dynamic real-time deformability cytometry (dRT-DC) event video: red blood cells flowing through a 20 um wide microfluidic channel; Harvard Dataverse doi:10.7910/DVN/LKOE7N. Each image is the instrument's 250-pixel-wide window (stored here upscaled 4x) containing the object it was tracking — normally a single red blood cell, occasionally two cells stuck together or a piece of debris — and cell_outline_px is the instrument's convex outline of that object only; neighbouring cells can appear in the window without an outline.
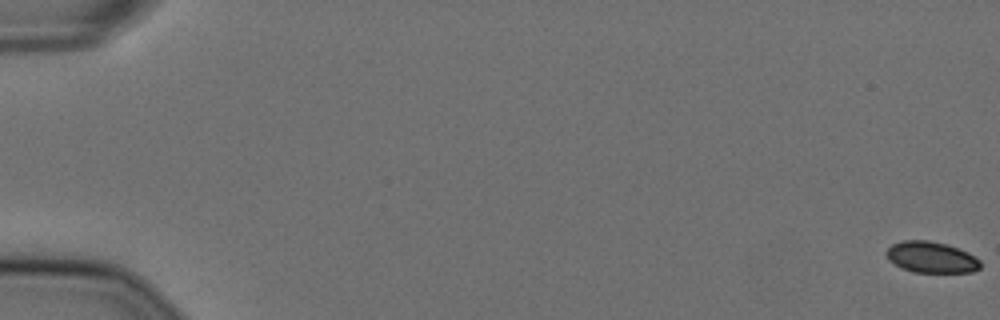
{"species": "Egyptian fruit bat (a non-hibernating species)", "species_latin": "Rousettus aegyptiacus", "temperature_condition": "cold", "stored_images_in_passage": 58, "camera_frame_rate_fps": 3000, "um_per_image_px": 0.085, "animal": {"sex": "female"}, "frame": {"image": 1, "passage_image": 1, "time_ms": 0.0, "image_size_px": [1000, 320], "cell_outline_px": [[980, 268], [972, 272], [912, 272], [888, 260], [884, 252], [892, 244], [904, 240], [928, 240], [944, 244], [968, 252], [980, 260]], "centroid_in_image_um": [79.14, 21.86], "position_along_channel_um": 5.9, "area_um2": 16.94}}
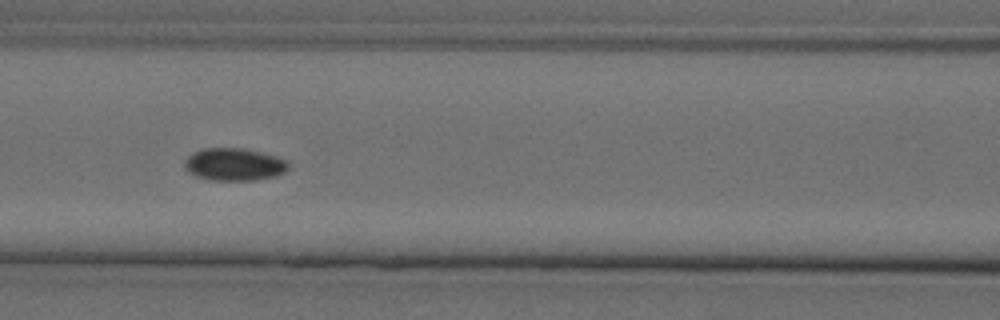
{"frame": {"image": 2, "passage_image": 27, "time_ms": 8.667, "image_size_px": [1000, 320], "cell_outline_px": [[288, 168], [284, 172], [276, 176], [256, 180], [212, 180], [196, 176], [188, 172], [184, 168], [184, 160], [192, 152], [204, 148], [240, 148], [260, 152], [276, 156], [288, 160]], "centroid_in_image_um": [19.89, 13.97], "position_along_channel_um": 146.7, "area_um2": 19.77}}
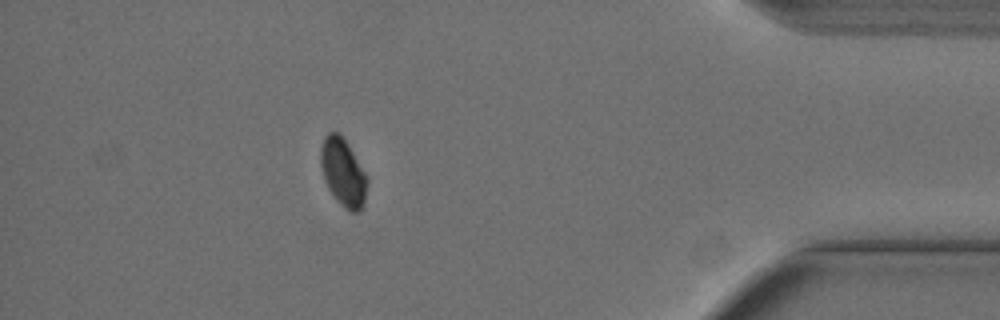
{"frame": {"image": 3, "passage_image": 52, "time_ms": 17.0, "image_size_px": [1000, 320], "cell_outline_px": [[368, 180], [364, 204], [356, 212], [352, 212], [344, 208], [336, 200], [328, 188], [324, 180], [320, 164], [320, 148], [324, 136], [328, 132], [340, 132], [348, 144], [364, 172]], "centroid_in_image_um": [29.13, 14.63], "position_along_channel_um": 406.1, "area_um2": 18.38}}